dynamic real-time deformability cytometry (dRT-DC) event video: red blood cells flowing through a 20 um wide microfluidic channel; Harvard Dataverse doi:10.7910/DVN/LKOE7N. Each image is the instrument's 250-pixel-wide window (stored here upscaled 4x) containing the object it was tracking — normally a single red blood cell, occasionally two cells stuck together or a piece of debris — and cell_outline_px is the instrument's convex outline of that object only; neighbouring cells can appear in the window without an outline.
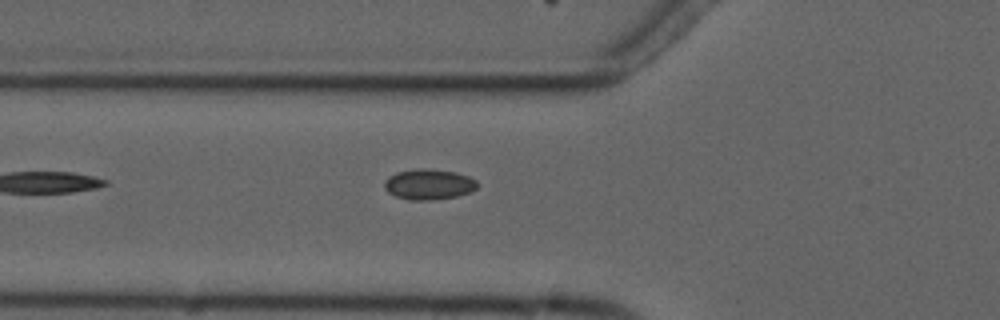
{"species": "common noctule bat (a hibernating species)", "species_latin": "Nyctalus noctula", "temperature_condition": "cold", "stored_images_in_passage": 6, "camera_frame_rate_fps": 3000, "um_per_image_px": 0.085, "animal": {"sex": "male", "forearm_length_mm": 52.5}, "frame": {"image": 1, "passage_image": 6, "time_ms": 5.333, "image_size_px": [1000, 320], "cell_outline_px": [[480, 184], [472, 192], [456, 196], [432, 200], [408, 200], [396, 196], [388, 192], [384, 188], [384, 180], [388, 176], [396, 172], [420, 168], [424, 168], [456, 172], [468, 176], [476, 180]], "centroid_in_image_um": [36.45, 15.67], "position_along_channel_um": 89.4, "area_um2": 16.7}}